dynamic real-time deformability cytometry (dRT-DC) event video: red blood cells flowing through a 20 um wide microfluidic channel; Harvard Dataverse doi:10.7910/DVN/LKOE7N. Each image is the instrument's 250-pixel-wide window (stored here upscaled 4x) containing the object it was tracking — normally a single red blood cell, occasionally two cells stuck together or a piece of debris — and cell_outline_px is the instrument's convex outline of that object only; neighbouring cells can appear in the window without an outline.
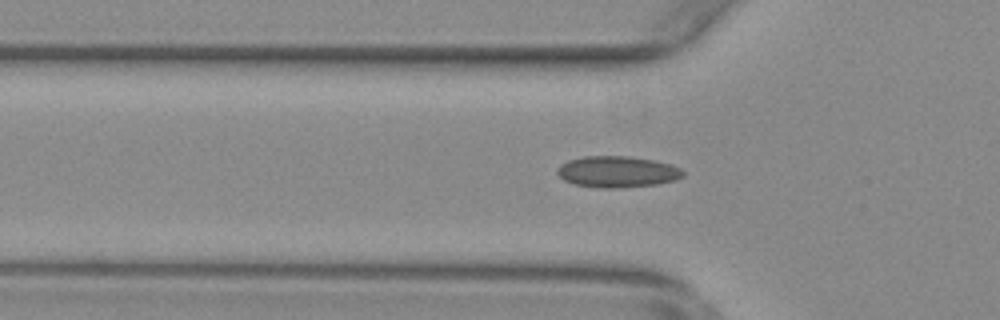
{"species": "common noctule bat (a hibernating species)", "species_latin": "Nyctalus noctula", "temperature_condition": "warm", "stored_images_in_passage": 50, "camera_frame_rate_fps": 3000, "um_per_image_px": 0.085, "animal": {"sex": "female", "body_mass_g": 29.2, "forearm_length_mm": 56.3}, "frame": {"image": 1, "passage_image": 17, "time_ms": 5.333, "image_size_px": [1000, 320], "cell_outline_px": [[684, 176], [676, 180], [656, 184], [616, 188], [596, 188], [572, 184], [564, 180], [556, 172], [556, 168], [560, 164], [568, 160], [584, 156], [628, 156], [652, 160], [672, 164], [680, 168], [684, 172]], "centroid_in_image_um": [52.44, 14.6], "position_along_channel_um": 73.4, "area_um2": 23.12}}
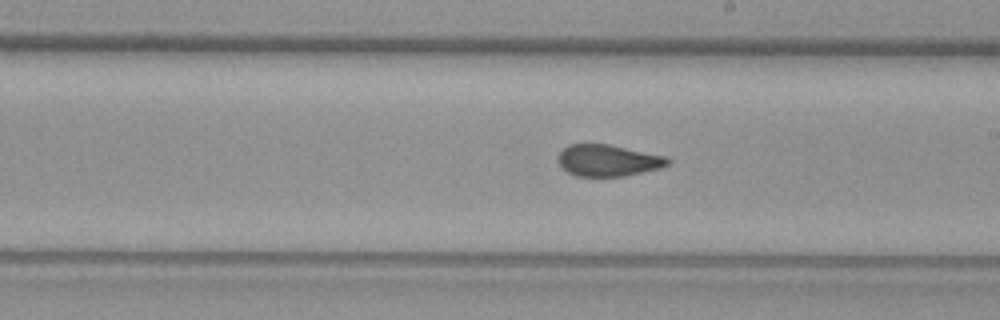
{"frame": {"image": 2, "passage_image": 30, "time_ms": 9.667, "image_size_px": [1000, 320], "cell_outline_px": [[672, 160], [668, 164], [660, 168], [624, 176], [576, 176], [560, 168], [556, 160], [556, 156], [568, 144], [608, 144], [668, 156]], "centroid_in_image_um": [51.66, 13.63], "position_along_channel_um": 237.3, "area_um2": 20.46}}
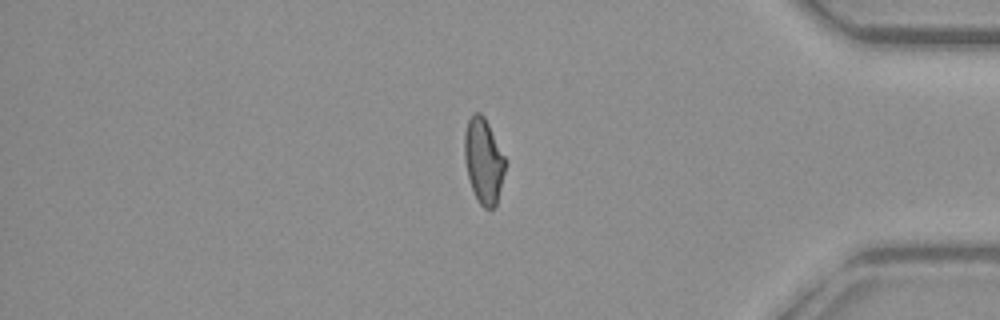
{"frame": {"image": 3, "passage_image": 45, "time_ms": 14.667, "image_size_px": [1000, 320], "cell_outline_px": [[508, 164], [496, 204], [492, 208], [484, 208], [480, 204], [472, 188], [468, 176], [464, 160], [464, 132], [468, 120], [472, 112], [480, 112], [484, 116], [508, 160]], "centroid_in_image_um": [41.13, 13.63], "position_along_channel_um": 394.1, "area_um2": 20.63}, "authors_computed_cell_mechanics": {"area_um2": 20.9814, "velocity_mm_per_s": 3.7688, "shape_relaxation_time_tau1_ms": null, "shape_relaxation_time_tau2_ms": 1.0963, "deformation_change_tau1": null, "deformation_change_tau2": 0.0605}}